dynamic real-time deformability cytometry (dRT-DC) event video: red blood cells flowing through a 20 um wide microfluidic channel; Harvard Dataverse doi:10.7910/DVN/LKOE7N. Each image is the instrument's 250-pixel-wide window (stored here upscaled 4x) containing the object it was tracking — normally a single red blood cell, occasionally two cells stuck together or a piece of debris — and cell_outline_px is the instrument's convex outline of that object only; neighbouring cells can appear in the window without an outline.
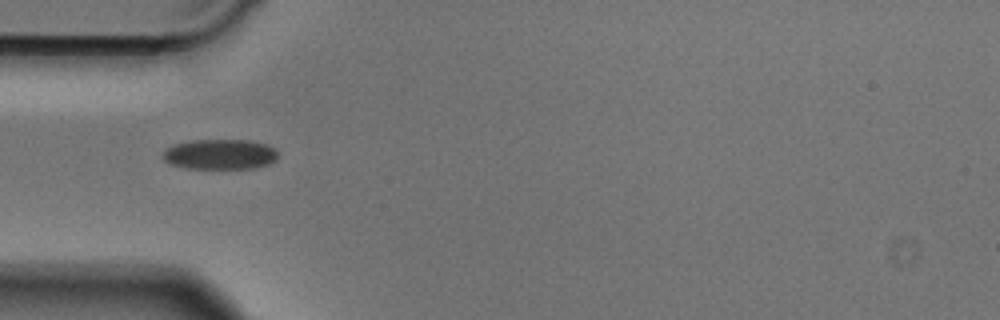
{"species": "Egyptian fruit bat (a non-hibernating species)", "species_latin": "Rousettus aegyptiacus", "temperature_condition": "cold", "stored_images_in_passage": 35, "camera_frame_rate_fps": 3000, "um_per_image_px": 0.085, "animal": {"sex": "male"}, "frame": {"image": 1, "passage_image": 1, "time_ms": 0.0, "image_size_px": [1000, 320], "cell_outline_px": [[276, 160], [268, 164], [256, 168], [184, 168], [168, 164], [160, 156], [164, 148], [176, 144], [192, 140], [252, 140], [268, 144], [276, 148]], "centroid_in_image_um": [18.67, 13.11], "position_along_channel_um": 66.3, "area_um2": 20.58}}
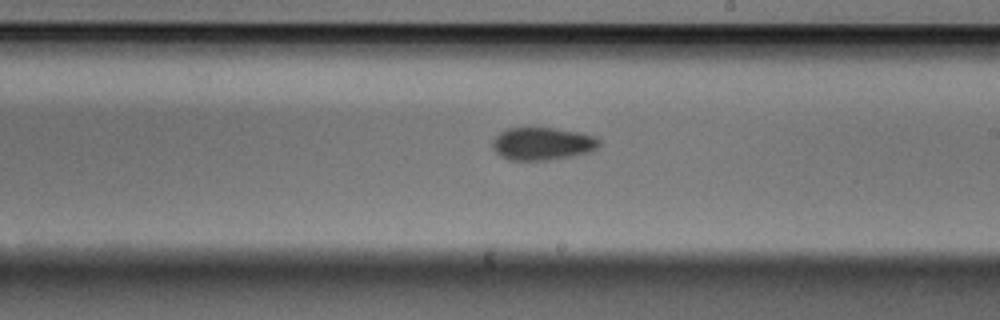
{"frame": {"image": 2, "passage_image": 14, "time_ms": 4.333, "image_size_px": [1000, 320], "cell_outline_px": [[600, 144], [592, 152], [572, 156], [548, 160], [508, 160], [500, 156], [492, 148], [492, 140], [500, 132], [508, 128], [552, 128], [580, 132], [596, 136], [600, 140]], "centroid_in_image_um": [46.11, 12.22], "position_along_channel_um": 242.9, "area_um2": 20.52}}
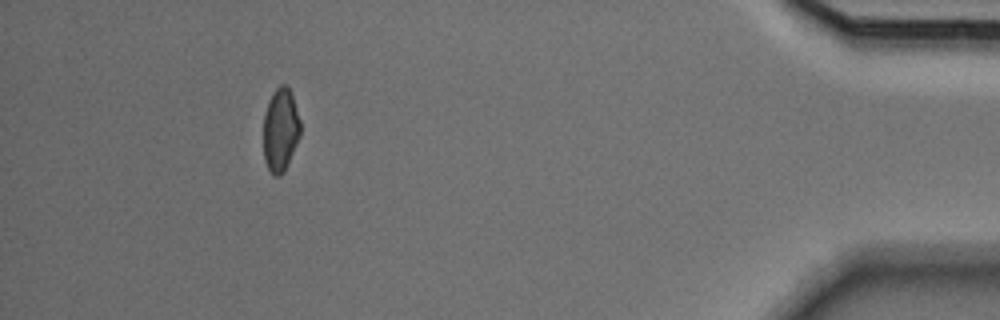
{"frame": {"image": 3, "passage_image": 31, "time_ms": 10.0, "image_size_px": [1000, 320], "cell_outline_px": [[300, 136], [284, 172], [280, 176], [272, 176], [264, 160], [264, 116], [268, 100], [272, 92], [280, 84], [288, 84], [300, 120]], "centroid_in_image_um": [23.84, 11.03], "position_along_channel_um": 411.4, "area_um2": 18.03}}